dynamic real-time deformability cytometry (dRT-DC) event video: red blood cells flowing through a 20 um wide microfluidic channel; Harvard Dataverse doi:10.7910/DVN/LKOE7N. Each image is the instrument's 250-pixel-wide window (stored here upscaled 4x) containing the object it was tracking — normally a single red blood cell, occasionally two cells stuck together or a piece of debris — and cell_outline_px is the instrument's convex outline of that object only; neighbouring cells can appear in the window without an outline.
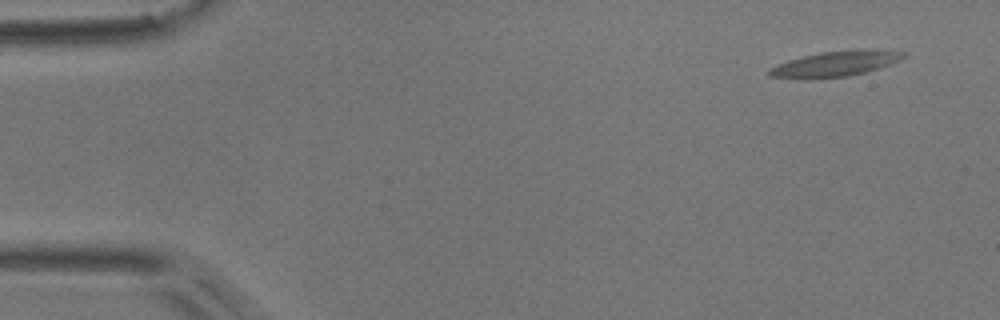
{"species": "common noctule bat (a hibernating species)", "species_latin": "Nyctalus noctula", "temperature_condition": "room temperature", "stored_images_in_passage": 14, "camera_frame_rate_fps": 3000, "um_per_image_px": 0.085, "animal": {"sex": "male", "body_mass_g": 17.9}, "frame": {"image": 1, "passage_image": 1, "time_ms": 0.0, "image_size_px": [1000, 320], "cell_outline_px": [[904, 56], [900, 60], [880, 68], [848, 76], [812, 80], [768, 76], [768, 68], [776, 64], [788, 60], [820, 52], [864, 48], [872, 48], [904, 52]], "centroid_in_image_um": [70.97, 5.42], "position_along_channel_um": 14.0, "area_um2": 20.29}}
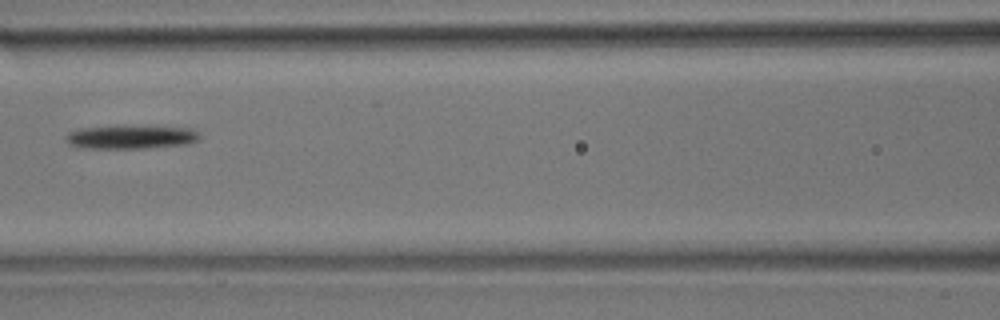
{"frame": {"image": 2, "passage_image": 6, "time_ms": 1.667, "image_size_px": [1000, 320], "cell_outline_px": [[200, 140], [188, 144], [148, 148], [80, 148], [68, 144], [64, 140], [64, 136], [68, 132], [80, 128], [192, 128], [200, 132]], "centroid_in_image_um": [11.12, 11.69], "position_along_channel_um": 155.5, "area_um2": 17.74}}
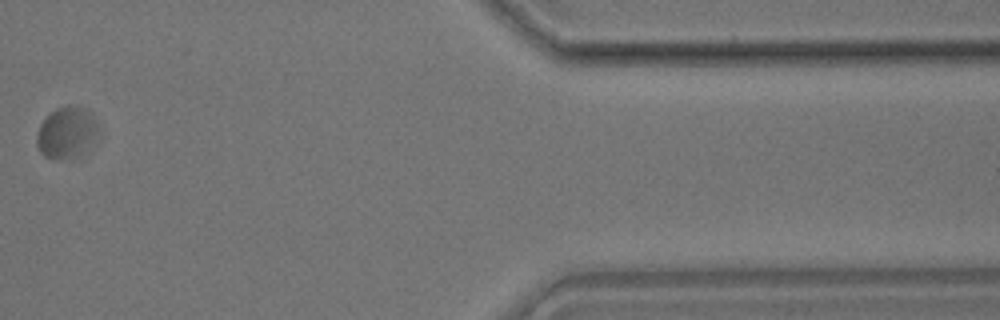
{"frame": {"image": 3, "passage_image": 12, "time_ms": 3.667, "image_size_px": [1000, 320], "cell_outline_px": [[104, 136], [80, 156], [56, 160], [44, 156], [40, 152], [36, 144], [36, 132], [40, 124], [56, 108], [68, 104], [84, 108], [100, 124]], "centroid_in_image_um": [5.76, 11.3], "position_along_channel_um": 405.6, "area_um2": 19.42}}